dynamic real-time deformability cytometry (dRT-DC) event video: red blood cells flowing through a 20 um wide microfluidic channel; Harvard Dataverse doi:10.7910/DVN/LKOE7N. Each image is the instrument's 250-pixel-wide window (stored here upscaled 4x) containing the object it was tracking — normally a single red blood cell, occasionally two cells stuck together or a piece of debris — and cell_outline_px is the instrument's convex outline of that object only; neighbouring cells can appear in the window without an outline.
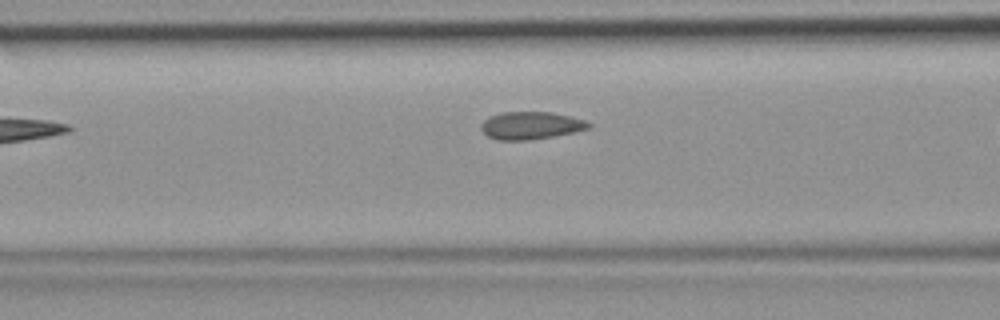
{"species": "common noctule bat (a hibernating species)", "species_latin": "Nyctalus noctula", "temperature_condition": "room temperature", "stored_images_in_passage": 7, "camera_frame_rate_fps": 3000, "um_per_image_px": 0.085, "animal": {"sex": "female", "body_mass_g": 19.9}, "frame": {"image": 1, "passage_image": 6, "time_ms": 1.667, "image_size_px": [1000, 320], "cell_outline_px": [[592, 124], [588, 128], [572, 132], [552, 136], [528, 140], [496, 140], [488, 136], [480, 128], [480, 124], [488, 116], [504, 112], [552, 112], [584, 120]], "centroid_in_image_um": [45.06, 10.66], "position_along_channel_um": 121.5, "area_um2": 17.11}}